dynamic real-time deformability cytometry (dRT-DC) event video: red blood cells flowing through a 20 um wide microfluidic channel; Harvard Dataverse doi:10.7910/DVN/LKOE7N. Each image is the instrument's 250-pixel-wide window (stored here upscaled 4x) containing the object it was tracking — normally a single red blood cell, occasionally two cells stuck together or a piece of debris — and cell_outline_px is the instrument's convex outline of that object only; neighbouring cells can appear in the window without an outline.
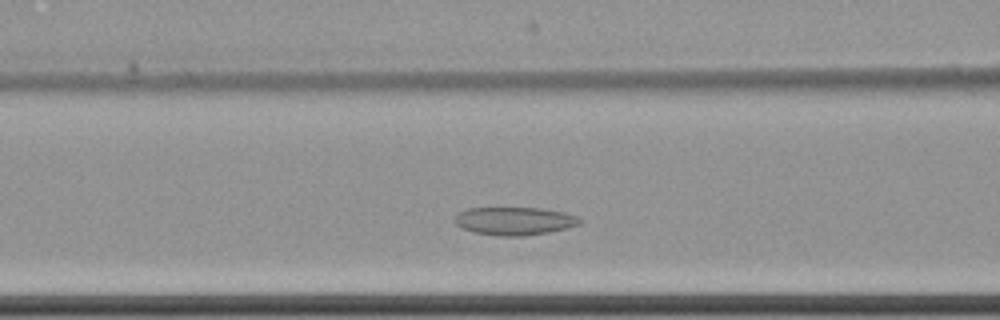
{"species": "common noctule bat (a hibernating species)", "species_latin": "Nyctalus noctula", "temperature_condition": "cold", "stored_images_in_passage": 39, "camera_frame_rate_fps": 3000, "um_per_image_px": 0.085, "animal": {"sex": "female", "body_mass_g": 22.7, "forearm_length_mm": 54.2}, "frame": {"image": 1, "passage_image": 13, "time_ms": 4.0, "image_size_px": [1000, 320], "cell_outline_px": [[584, 220], [580, 224], [568, 228], [548, 232], [524, 236], [496, 236], [472, 232], [456, 224], [456, 216], [460, 212], [468, 208], [540, 208], [564, 212], [580, 216]], "centroid_in_image_um": [43.8, 18.79], "position_along_channel_um": 122.8, "area_um2": 20.52}}
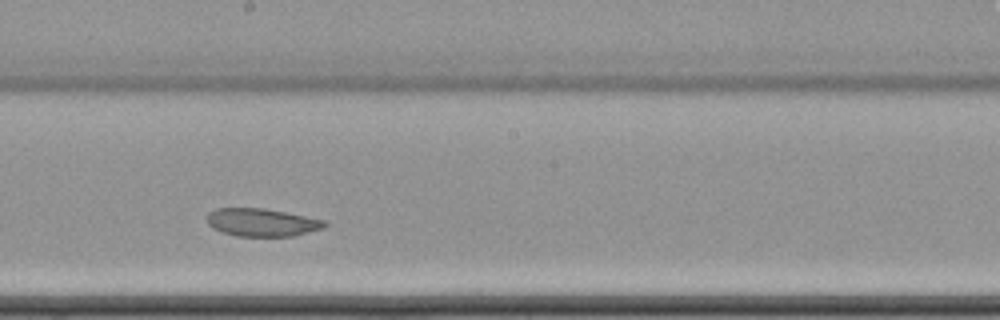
{"frame": {"image": 2, "passage_image": 22, "time_ms": 7.0, "image_size_px": [1000, 320], "cell_outline_px": [[328, 224], [324, 228], [292, 236], [236, 236], [220, 232], [212, 228], [208, 224], [208, 212], [216, 208], [264, 208], [324, 220]], "centroid_in_image_um": [22.23, 18.91], "position_along_channel_um": 226.0, "area_um2": 19.07}}
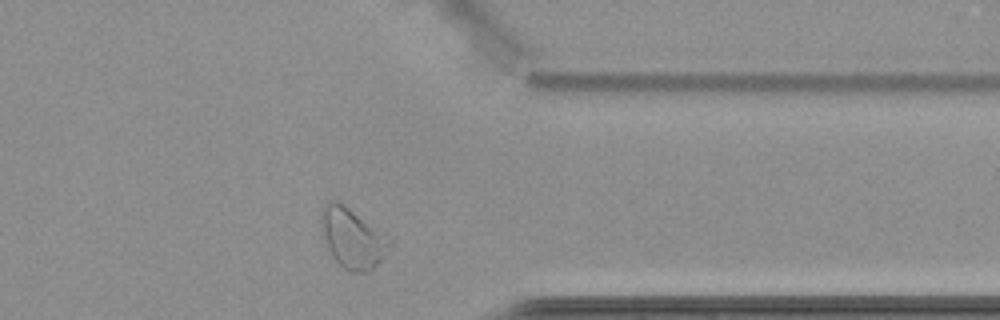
{"frame": {"image": 3, "passage_image": 36, "time_ms": 11.667, "image_size_px": [1000, 320], "cell_outline_px": [[392, 244], [384, 256], [372, 268], [364, 272], [348, 272], [332, 256], [320, 232], [320, 208], [324, 204], [332, 200], [336, 200], [392, 236]], "centroid_in_image_um": [29.95, 20.21], "position_along_channel_um": 381.4, "area_um2": 24.28}, "authors_computed_cell_mechanics": {"area_um2": 20.3456, "velocity_mm_per_s": 3.4423, "shape_relaxation_time_tau1_ms": null, "shape_relaxation_time_tau2_ms": 8.5581, "deformation_change_tau1": null, "deformation_change_tau2": 0.0975}}